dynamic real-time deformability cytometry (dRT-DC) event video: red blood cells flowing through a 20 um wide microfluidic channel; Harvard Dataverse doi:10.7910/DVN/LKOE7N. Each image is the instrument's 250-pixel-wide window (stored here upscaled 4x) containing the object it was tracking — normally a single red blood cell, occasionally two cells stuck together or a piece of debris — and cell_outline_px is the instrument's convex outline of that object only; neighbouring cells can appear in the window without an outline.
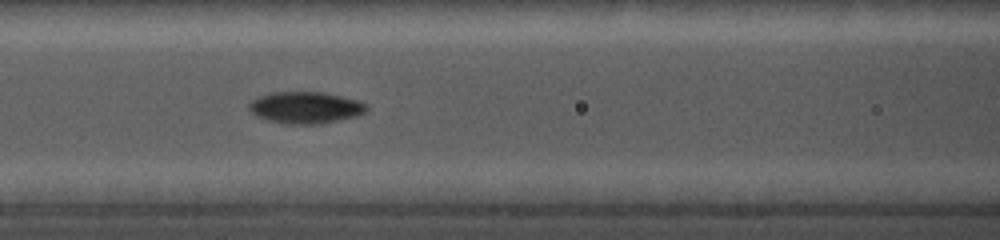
{"species": "common noctule bat (a hibernating species)", "species_latin": "Nyctalus noctula", "temperature_condition": "cold", "stored_images_in_passage": 29, "camera_frame_rate_fps": 5000, "um_per_image_px": 0.085, "animal": {"sex": "female", "body_mass_g": 19.0, "forearm_length_mm": 56.7}, "frame": {"image": 1, "passage_image": 10, "time_ms": 3.6, "image_size_px": [1000, 240], "cell_outline_px": [[368, 108], [364, 112], [356, 116], [340, 120], [320, 124], [284, 124], [268, 120], [256, 116], [248, 108], [248, 104], [252, 100], [260, 96], [272, 92], [320, 92], [340, 96], [356, 100], [368, 104]], "centroid_in_image_um": [25.95, 9.15], "position_along_channel_um": 140.6, "area_um2": 21.68}}
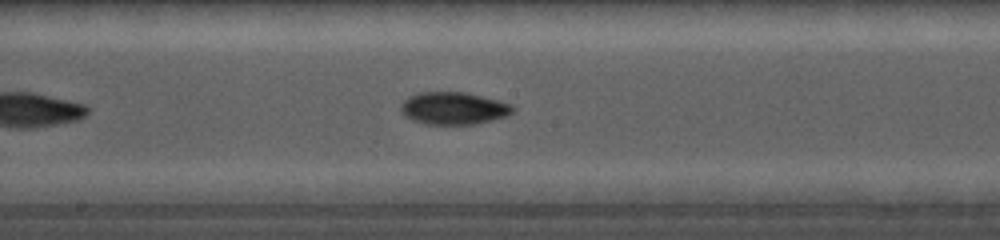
{"frame": {"image": 2, "passage_image": 14, "time_ms": 5.4, "image_size_px": [1000, 240], "cell_outline_px": [[516, 108], [508, 116], [476, 124], [428, 124], [412, 120], [404, 116], [400, 112], [400, 104], [408, 96], [420, 92], [464, 92], [512, 104]], "centroid_in_image_um": [38.53, 9.21], "position_along_channel_um": 209.7, "area_um2": 21.21}}
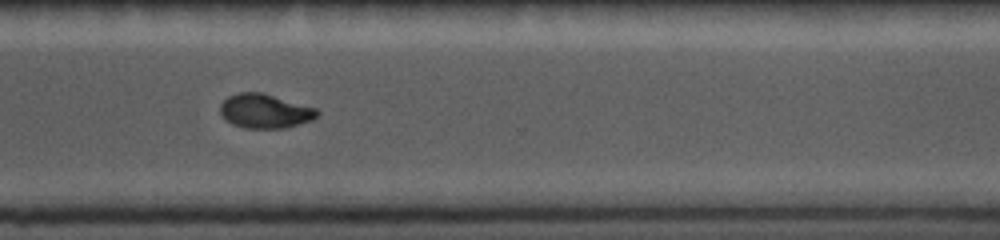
{"frame": {"image": 3, "passage_image": 27, "time_ms": 9.0, "image_size_px": [1000, 240], "cell_outline_px": [[320, 112], [312, 120], [284, 128], [244, 128], [232, 124], [224, 120], [220, 112], [220, 104], [228, 96], [240, 92], [260, 92], [316, 108]], "centroid_in_image_um": [22.48, 9.45], "position_along_channel_um": 348.1, "area_um2": 19.25}}